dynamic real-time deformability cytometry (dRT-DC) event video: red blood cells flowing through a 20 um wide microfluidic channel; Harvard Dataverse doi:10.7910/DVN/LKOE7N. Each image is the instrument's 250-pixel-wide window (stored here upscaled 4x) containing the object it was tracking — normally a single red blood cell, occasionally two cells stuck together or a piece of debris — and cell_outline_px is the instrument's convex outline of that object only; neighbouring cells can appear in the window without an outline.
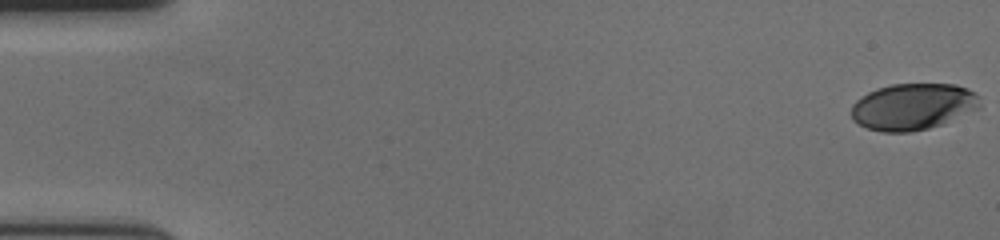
{"species": "human", "species_latin": "Homo sapiens", "temperature_condition": "cold", "stored_images_in_passage": 59, "camera_frame_rate_fps": 3000, "um_per_image_px": 0.085, "donor": {"sex": "female"}, "frame": {"image": 1, "passage_image": 1, "time_ms": 0.0, "image_size_px": [1000, 240], "cell_outline_px": [[980, 108], [940, 124], [928, 128], [912, 132], [884, 132], [868, 128], [852, 120], [852, 104], [860, 96], [876, 88], [892, 84], [956, 84], [968, 88], [976, 92], [980, 96]], "centroid_in_image_um": [77.61, 9.04], "position_along_channel_um": 7.4, "area_um2": 34.97}}
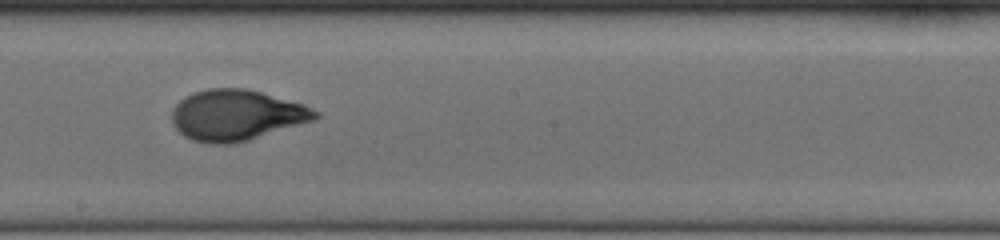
{"frame": {"image": 2, "passage_image": 34, "time_ms": 11.0, "image_size_px": [1000, 240], "cell_outline_px": [[320, 116], [316, 120], [248, 140], [232, 144], [208, 144], [192, 140], [184, 136], [172, 124], [172, 108], [184, 96], [208, 88], [244, 88], [260, 92], [304, 104], [320, 112]], "centroid_in_image_um": [20.1, 9.8], "position_along_channel_um": 228.1, "area_um2": 42.6}}
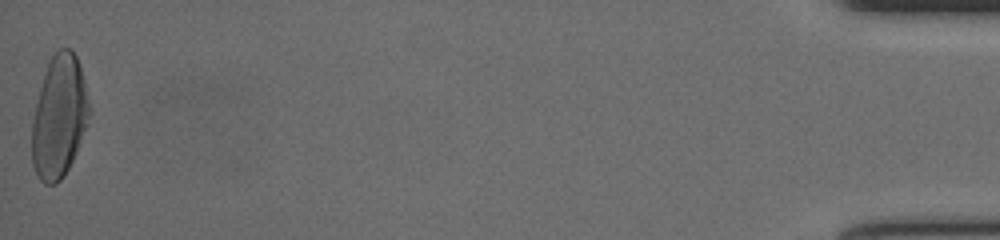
{"frame": {"image": 3, "passage_image": 59, "time_ms": 19.333, "image_size_px": [1000, 240], "cell_outline_px": [[88, 124], [76, 152], [68, 168], [60, 180], [56, 184], [44, 184], [36, 176], [32, 164], [32, 124], [36, 104], [40, 88], [48, 64], [52, 56], [60, 48], [72, 48], [76, 56], [84, 80], [88, 104]], "centroid_in_image_um": [5.01, 9.96], "position_along_channel_um": 430.2, "area_um2": 40.34}, "authors_computed_cell_mechanics": {"area_um2": 40.1132, "velocity_mm_per_s": 3.6193, "shape_relaxation_time_tau1_ms": 4.0951, "shape_relaxation_time_tau2_ms": null, "deformation_change_tau1": 0.1921, "deformation_change_tau2": null}}